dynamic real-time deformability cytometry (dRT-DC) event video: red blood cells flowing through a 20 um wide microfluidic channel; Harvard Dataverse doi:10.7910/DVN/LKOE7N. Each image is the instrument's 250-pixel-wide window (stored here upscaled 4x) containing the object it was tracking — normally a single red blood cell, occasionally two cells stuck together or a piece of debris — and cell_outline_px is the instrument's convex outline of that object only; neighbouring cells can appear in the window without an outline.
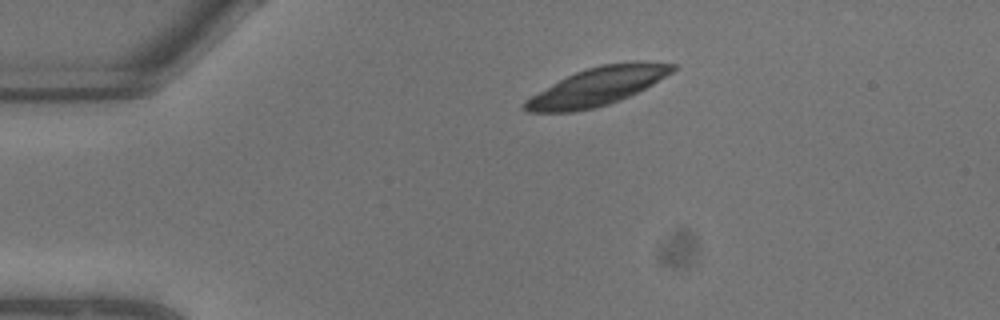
{"species": "common noctule bat (a hibernating species)", "species_latin": "Nyctalus noctula", "temperature_condition": "warm", "stored_images_in_passage": 4, "camera_frame_rate_fps": 3000, "um_per_image_px": 0.085, "animal": {"sex": "male", "body_mass_g": 13.3}, "frame": {"image": 1, "passage_image": 1, "time_ms": 0.0, "image_size_px": [1000, 320], "cell_outline_px": [[676, 68], [672, 72], [652, 84], [620, 100], [596, 108], [572, 112], [528, 112], [520, 108], [520, 104], [524, 100], [552, 84], [576, 72], [600, 64], [636, 60], [640, 60], [676, 64]], "centroid_in_image_um": [50.76, 7.35], "position_along_channel_um": 34.2, "area_um2": 32.77}}